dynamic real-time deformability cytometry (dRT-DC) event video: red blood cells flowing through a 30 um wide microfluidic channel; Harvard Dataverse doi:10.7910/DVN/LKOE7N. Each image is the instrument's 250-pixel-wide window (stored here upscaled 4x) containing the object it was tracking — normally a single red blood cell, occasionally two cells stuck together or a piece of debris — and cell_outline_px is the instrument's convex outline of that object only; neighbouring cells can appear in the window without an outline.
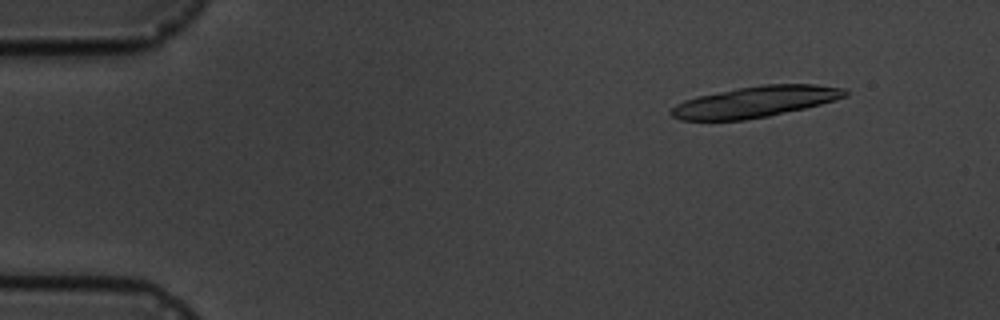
{"species": "common noctule bat (a hibernating species)", "species_latin": "Nyctalus noctula", "temperature_condition": "cold", "stored_images_in_passage": 5, "camera_frame_rate_fps": 3000, "um_per_image_px": 0.085, "animal": {"sex": "male", "body_mass_g": 19.5, "forearm_length_mm": 54.6}, "frame": {"image": 1, "passage_image": 2, "time_ms": 1.0, "image_size_px": [1000, 320], "cell_outline_px": [[848, 96], [836, 100], [804, 108], [768, 116], [744, 120], [680, 120], [672, 116], [668, 112], [676, 104], [684, 100], [696, 96], [740, 88], [764, 84], [816, 84], [844, 88], [848, 92]], "centroid_in_image_um": [64.2, 8.65], "position_along_channel_um": 20.8, "area_um2": 31.39}}